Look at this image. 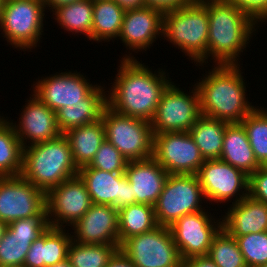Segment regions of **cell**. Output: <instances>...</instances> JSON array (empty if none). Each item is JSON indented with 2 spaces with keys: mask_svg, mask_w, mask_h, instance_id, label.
Wrapping results in <instances>:
<instances>
[{
  "mask_svg": "<svg viewBox=\"0 0 267 267\" xmlns=\"http://www.w3.org/2000/svg\"><path fill=\"white\" fill-rule=\"evenodd\" d=\"M129 54L123 55L110 91L108 107L120 115L151 122L164 90L172 82L166 70H153ZM168 76V77H166Z\"/></svg>",
  "mask_w": 267,
  "mask_h": 267,
  "instance_id": "cell-1",
  "label": "cell"
},
{
  "mask_svg": "<svg viewBox=\"0 0 267 267\" xmlns=\"http://www.w3.org/2000/svg\"><path fill=\"white\" fill-rule=\"evenodd\" d=\"M201 1L208 10L209 34L207 53L197 66L206 65L209 57L215 65L240 64V55L246 50L249 40L253 37L252 35H255L259 26L249 16L225 0Z\"/></svg>",
  "mask_w": 267,
  "mask_h": 267,
  "instance_id": "cell-2",
  "label": "cell"
},
{
  "mask_svg": "<svg viewBox=\"0 0 267 267\" xmlns=\"http://www.w3.org/2000/svg\"><path fill=\"white\" fill-rule=\"evenodd\" d=\"M240 65H213L200 82L196 81L201 115L229 124L241 123L256 108L246 98Z\"/></svg>",
  "mask_w": 267,
  "mask_h": 267,
  "instance_id": "cell-3",
  "label": "cell"
},
{
  "mask_svg": "<svg viewBox=\"0 0 267 267\" xmlns=\"http://www.w3.org/2000/svg\"><path fill=\"white\" fill-rule=\"evenodd\" d=\"M67 137L40 142L23 148L21 176L47 194L52 188L78 175Z\"/></svg>",
  "mask_w": 267,
  "mask_h": 267,
  "instance_id": "cell-4",
  "label": "cell"
},
{
  "mask_svg": "<svg viewBox=\"0 0 267 267\" xmlns=\"http://www.w3.org/2000/svg\"><path fill=\"white\" fill-rule=\"evenodd\" d=\"M208 34V10L201 0L164 12L161 39L167 38L196 64L207 53Z\"/></svg>",
  "mask_w": 267,
  "mask_h": 267,
  "instance_id": "cell-5",
  "label": "cell"
},
{
  "mask_svg": "<svg viewBox=\"0 0 267 267\" xmlns=\"http://www.w3.org/2000/svg\"><path fill=\"white\" fill-rule=\"evenodd\" d=\"M45 9L43 0H4L0 31L7 43L21 51L37 47L44 32Z\"/></svg>",
  "mask_w": 267,
  "mask_h": 267,
  "instance_id": "cell-6",
  "label": "cell"
},
{
  "mask_svg": "<svg viewBox=\"0 0 267 267\" xmlns=\"http://www.w3.org/2000/svg\"><path fill=\"white\" fill-rule=\"evenodd\" d=\"M105 138L127 161L146 160L153 155L151 123L134 117L120 115L108 106L102 114Z\"/></svg>",
  "mask_w": 267,
  "mask_h": 267,
  "instance_id": "cell-7",
  "label": "cell"
},
{
  "mask_svg": "<svg viewBox=\"0 0 267 267\" xmlns=\"http://www.w3.org/2000/svg\"><path fill=\"white\" fill-rule=\"evenodd\" d=\"M202 201L206 200L197 175L169 174L154 205L157 224L169 227L186 214L205 210Z\"/></svg>",
  "mask_w": 267,
  "mask_h": 267,
  "instance_id": "cell-8",
  "label": "cell"
},
{
  "mask_svg": "<svg viewBox=\"0 0 267 267\" xmlns=\"http://www.w3.org/2000/svg\"><path fill=\"white\" fill-rule=\"evenodd\" d=\"M200 116V98L196 85L194 84L191 92L187 94L172 81L162 93L150 122L153 135L189 132Z\"/></svg>",
  "mask_w": 267,
  "mask_h": 267,
  "instance_id": "cell-9",
  "label": "cell"
},
{
  "mask_svg": "<svg viewBox=\"0 0 267 267\" xmlns=\"http://www.w3.org/2000/svg\"><path fill=\"white\" fill-rule=\"evenodd\" d=\"M119 249L136 267H182L183 260L169 227L158 225L127 238Z\"/></svg>",
  "mask_w": 267,
  "mask_h": 267,
  "instance_id": "cell-10",
  "label": "cell"
},
{
  "mask_svg": "<svg viewBox=\"0 0 267 267\" xmlns=\"http://www.w3.org/2000/svg\"><path fill=\"white\" fill-rule=\"evenodd\" d=\"M197 176L206 203L236 204L249 195V176L221 159L205 160Z\"/></svg>",
  "mask_w": 267,
  "mask_h": 267,
  "instance_id": "cell-11",
  "label": "cell"
},
{
  "mask_svg": "<svg viewBox=\"0 0 267 267\" xmlns=\"http://www.w3.org/2000/svg\"><path fill=\"white\" fill-rule=\"evenodd\" d=\"M152 157L168 174L197 175L205 161L189 132L153 135Z\"/></svg>",
  "mask_w": 267,
  "mask_h": 267,
  "instance_id": "cell-12",
  "label": "cell"
},
{
  "mask_svg": "<svg viewBox=\"0 0 267 267\" xmlns=\"http://www.w3.org/2000/svg\"><path fill=\"white\" fill-rule=\"evenodd\" d=\"M206 210L186 214L169 226L183 261L191 257L207 256L213 238L222 229V217L216 220Z\"/></svg>",
  "mask_w": 267,
  "mask_h": 267,
  "instance_id": "cell-13",
  "label": "cell"
},
{
  "mask_svg": "<svg viewBox=\"0 0 267 267\" xmlns=\"http://www.w3.org/2000/svg\"><path fill=\"white\" fill-rule=\"evenodd\" d=\"M33 216H47L46 194L21 175L0 177V220L9 224Z\"/></svg>",
  "mask_w": 267,
  "mask_h": 267,
  "instance_id": "cell-14",
  "label": "cell"
},
{
  "mask_svg": "<svg viewBox=\"0 0 267 267\" xmlns=\"http://www.w3.org/2000/svg\"><path fill=\"white\" fill-rule=\"evenodd\" d=\"M91 205L90 195L80 176L67 179L46 194L49 226L71 227L90 209Z\"/></svg>",
  "mask_w": 267,
  "mask_h": 267,
  "instance_id": "cell-15",
  "label": "cell"
},
{
  "mask_svg": "<svg viewBox=\"0 0 267 267\" xmlns=\"http://www.w3.org/2000/svg\"><path fill=\"white\" fill-rule=\"evenodd\" d=\"M39 79L33 83V93L55 112L68 104L81 103L98 86L70 70Z\"/></svg>",
  "mask_w": 267,
  "mask_h": 267,
  "instance_id": "cell-16",
  "label": "cell"
},
{
  "mask_svg": "<svg viewBox=\"0 0 267 267\" xmlns=\"http://www.w3.org/2000/svg\"><path fill=\"white\" fill-rule=\"evenodd\" d=\"M78 175L84 181L92 204L110 205L117 211L133 204L132 185L125 173H114L91 168H79Z\"/></svg>",
  "mask_w": 267,
  "mask_h": 267,
  "instance_id": "cell-17",
  "label": "cell"
},
{
  "mask_svg": "<svg viewBox=\"0 0 267 267\" xmlns=\"http://www.w3.org/2000/svg\"><path fill=\"white\" fill-rule=\"evenodd\" d=\"M163 25L164 11L158 8L142 6L128 9L125 11L117 39H120L129 51H146L149 46H153L154 41L163 36Z\"/></svg>",
  "mask_w": 267,
  "mask_h": 267,
  "instance_id": "cell-18",
  "label": "cell"
},
{
  "mask_svg": "<svg viewBox=\"0 0 267 267\" xmlns=\"http://www.w3.org/2000/svg\"><path fill=\"white\" fill-rule=\"evenodd\" d=\"M31 94L22 108L18 123L9 120L23 148L56 139L62 134L57 125L56 112Z\"/></svg>",
  "mask_w": 267,
  "mask_h": 267,
  "instance_id": "cell-19",
  "label": "cell"
},
{
  "mask_svg": "<svg viewBox=\"0 0 267 267\" xmlns=\"http://www.w3.org/2000/svg\"><path fill=\"white\" fill-rule=\"evenodd\" d=\"M48 227L47 216H33L9 223L0 242V267H23L31 244Z\"/></svg>",
  "mask_w": 267,
  "mask_h": 267,
  "instance_id": "cell-20",
  "label": "cell"
},
{
  "mask_svg": "<svg viewBox=\"0 0 267 267\" xmlns=\"http://www.w3.org/2000/svg\"><path fill=\"white\" fill-rule=\"evenodd\" d=\"M71 228L77 243L119 244L118 211L110 205L92 204Z\"/></svg>",
  "mask_w": 267,
  "mask_h": 267,
  "instance_id": "cell-21",
  "label": "cell"
},
{
  "mask_svg": "<svg viewBox=\"0 0 267 267\" xmlns=\"http://www.w3.org/2000/svg\"><path fill=\"white\" fill-rule=\"evenodd\" d=\"M124 173L132 185L133 204L150 206L157 202L169 175L153 157L128 161Z\"/></svg>",
  "mask_w": 267,
  "mask_h": 267,
  "instance_id": "cell-22",
  "label": "cell"
},
{
  "mask_svg": "<svg viewBox=\"0 0 267 267\" xmlns=\"http://www.w3.org/2000/svg\"><path fill=\"white\" fill-rule=\"evenodd\" d=\"M222 216V228L230 236H244L267 231V204L250 195L230 204Z\"/></svg>",
  "mask_w": 267,
  "mask_h": 267,
  "instance_id": "cell-23",
  "label": "cell"
},
{
  "mask_svg": "<svg viewBox=\"0 0 267 267\" xmlns=\"http://www.w3.org/2000/svg\"><path fill=\"white\" fill-rule=\"evenodd\" d=\"M65 229L49 226L31 244L23 267H49L67 259L72 235Z\"/></svg>",
  "mask_w": 267,
  "mask_h": 267,
  "instance_id": "cell-24",
  "label": "cell"
},
{
  "mask_svg": "<svg viewBox=\"0 0 267 267\" xmlns=\"http://www.w3.org/2000/svg\"><path fill=\"white\" fill-rule=\"evenodd\" d=\"M105 90V87L99 84L81 103L68 104L60 108L56 112V119L61 133L100 120L108 106Z\"/></svg>",
  "mask_w": 267,
  "mask_h": 267,
  "instance_id": "cell-25",
  "label": "cell"
},
{
  "mask_svg": "<svg viewBox=\"0 0 267 267\" xmlns=\"http://www.w3.org/2000/svg\"><path fill=\"white\" fill-rule=\"evenodd\" d=\"M248 176L261 165L255 159L245 128L241 123L228 124L220 158Z\"/></svg>",
  "mask_w": 267,
  "mask_h": 267,
  "instance_id": "cell-26",
  "label": "cell"
},
{
  "mask_svg": "<svg viewBox=\"0 0 267 267\" xmlns=\"http://www.w3.org/2000/svg\"><path fill=\"white\" fill-rule=\"evenodd\" d=\"M64 135L69 141L72 158L78 169L90 164L106 139L102 119L69 129Z\"/></svg>",
  "mask_w": 267,
  "mask_h": 267,
  "instance_id": "cell-27",
  "label": "cell"
},
{
  "mask_svg": "<svg viewBox=\"0 0 267 267\" xmlns=\"http://www.w3.org/2000/svg\"><path fill=\"white\" fill-rule=\"evenodd\" d=\"M125 11L115 0L93 1L91 41L110 42L118 38Z\"/></svg>",
  "mask_w": 267,
  "mask_h": 267,
  "instance_id": "cell-28",
  "label": "cell"
},
{
  "mask_svg": "<svg viewBox=\"0 0 267 267\" xmlns=\"http://www.w3.org/2000/svg\"><path fill=\"white\" fill-rule=\"evenodd\" d=\"M229 123L201 115L189 130L204 160L219 159Z\"/></svg>",
  "mask_w": 267,
  "mask_h": 267,
  "instance_id": "cell-29",
  "label": "cell"
},
{
  "mask_svg": "<svg viewBox=\"0 0 267 267\" xmlns=\"http://www.w3.org/2000/svg\"><path fill=\"white\" fill-rule=\"evenodd\" d=\"M23 169V146L11 122L0 116V177L20 176Z\"/></svg>",
  "mask_w": 267,
  "mask_h": 267,
  "instance_id": "cell-30",
  "label": "cell"
},
{
  "mask_svg": "<svg viewBox=\"0 0 267 267\" xmlns=\"http://www.w3.org/2000/svg\"><path fill=\"white\" fill-rule=\"evenodd\" d=\"M157 226L154 206L139 203L125 206L118 211L119 244Z\"/></svg>",
  "mask_w": 267,
  "mask_h": 267,
  "instance_id": "cell-31",
  "label": "cell"
},
{
  "mask_svg": "<svg viewBox=\"0 0 267 267\" xmlns=\"http://www.w3.org/2000/svg\"><path fill=\"white\" fill-rule=\"evenodd\" d=\"M59 26L72 34H84L91 41L93 1L82 0L53 11Z\"/></svg>",
  "mask_w": 267,
  "mask_h": 267,
  "instance_id": "cell-32",
  "label": "cell"
},
{
  "mask_svg": "<svg viewBox=\"0 0 267 267\" xmlns=\"http://www.w3.org/2000/svg\"><path fill=\"white\" fill-rule=\"evenodd\" d=\"M120 244H80L72 240L67 259L73 267H105Z\"/></svg>",
  "mask_w": 267,
  "mask_h": 267,
  "instance_id": "cell-33",
  "label": "cell"
},
{
  "mask_svg": "<svg viewBox=\"0 0 267 267\" xmlns=\"http://www.w3.org/2000/svg\"><path fill=\"white\" fill-rule=\"evenodd\" d=\"M264 109L257 106L241 121L255 159L261 166H267V108Z\"/></svg>",
  "mask_w": 267,
  "mask_h": 267,
  "instance_id": "cell-34",
  "label": "cell"
},
{
  "mask_svg": "<svg viewBox=\"0 0 267 267\" xmlns=\"http://www.w3.org/2000/svg\"><path fill=\"white\" fill-rule=\"evenodd\" d=\"M207 256L217 267H247L235 238L223 228L213 238Z\"/></svg>",
  "mask_w": 267,
  "mask_h": 267,
  "instance_id": "cell-35",
  "label": "cell"
},
{
  "mask_svg": "<svg viewBox=\"0 0 267 267\" xmlns=\"http://www.w3.org/2000/svg\"><path fill=\"white\" fill-rule=\"evenodd\" d=\"M235 238L247 267L267 264V231Z\"/></svg>",
  "mask_w": 267,
  "mask_h": 267,
  "instance_id": "cell-36",
  "label": "cell"
},
{
  "mask_svg": "<svg viewBox=\"0 0 267 267\" xmlns=\"http://www.w3.org/2000/svg\"><path fill=\"white\" fill-rule=\"evenodd\" d=\"M127 163L125 157L105 139L89 166L102 171L124 173Z\"/></svg>",
  "mask_w": 267,
  "mask_h": 267,
  "instance_id": "cell-37",
  "label": "cell"
},
{
  "mask_svg": "<svg viewBox=\"0 0 267 267\" xmlns=\"http://www.w3.org/2000/svg\"><path fill=\"white\" fill-rule=\"evenodd\" d=\"M249 16L257 25L267 21V0H225ZM259 23V24H258Z\"/></svg>",
  "mask_w": 267,
  "mask_h": 267,
  "instance_id": "cell-38",
  "label": "cell"
},
{
  "mask_svg": "<svg viewBox=\"0 0 267 267\" xmlns=\"http://www.w3.org/2000/svg\"><path fill=\"white\" fill-rule=\"evenodd\" d=\"M249 195L267 204V166H260L249 176Z\"/></svg>",
  "mask_w": 267,
  "mask_h": 267,
  "instance_id": "cell-39",
  "label": "cell"
},
{
  "mask_svg": "<svg viewBox=\"0 0 267 267\" xmlns=\"http://www.w3.org/2000/svg\"><path fill=\"white\" fill-rule=\"evenodd\" d=\"M196 0H144V6L155 7L162 11L178 9Z\"/></svg>",
  "mask_w": 267,
  "mask_h": 267,
  "instance_id": "cell-40",
  "label": "cell"
},
{
  "mask_svg": "<svg viewBox=\"0 0 267 267\" xmlns=\"http://www.w3.org/2000/svg\"><path fill=\"white\" fill-rule=\"evenodd\" d=\"M182 267H217L208 256L191 257L183 261Z\"/></svg>",
  "mask_w": 267,
  "mask_h": 267,
  "instance_id": "cell-41",
  "label": "cell"
},
{
  "mask_svg": "<svg viewBox=\"0 0 267 267\" xmlns=\"http://www.w3.org/2000/svg\"><path fill=\"white\" fill-rule=\"evenodd\" d=\"M105 267H136L132 261L119 249Z\"/></svg>",
  "mask_w": 267,
  "mask_h": 267,
  "instance_id": "cell-42",
  "label": "cell"
},
{
  "mask_svg": "<svg viewBox=\"0 0 267 267\" xmlns=\"http://www.w3.org/2000/svg\"><path fill=\"white\" fill-rule=\"evenodd\" d=\"M79 1H82V0H43L46 9H49V11L52 10L51 11L52 13L55 9L59 7L69 5L75 2H79Z\"/></svg>",
  "mask_w": 267,
  "mask_h": 267,
  "instance_id": "cell-43",
  "label": "cell"
},
{
  "mask_svg": "<svg viewBox=\"0 0 267 267\" xmlns=\"http://www.w3.org/2000/svg\"><path fill=\"white\" fill-rule=\"evenodd\" d=\"M123 9H134L144 6V0H115Z\"/></svg>",
  "mask_w": 267,
  "mask_h": 267,
  "instance_id": "cell-44",
  "label": "cell"
},
{
  "mask_svg": "<svg viewBox=\"0 0 267 267\" xmlns=\"http://www.w3.org/2000/svg\"><path fill=\"white\" fill-rule=\"evenodd\" d=\"M49 267H73L68 259L57 262L56 264Z\"/></svg>",
  "mask_w": 267,
  "mask_h": 267,
  "instance_id": "cell-45",
  "label": "cell"
},
{
  "mask_svg": "<svg viewBox=\"0 0 267 267\" xmlns=\"http://www.w3.org/2000/svg\"><path fill=\"white\" fill-rule=\"evenodd\" d=\"M8 224L5 223L4 221L0 220V242L7 230Z\"/></svg>",
  "mask_w": 267,
  "mask_h": 267,
  "instance_id": "cell-46",
  "label": "cell"
},
{
  "mask_svg": "<svg viewBox=\"0 0 267 267\" xmlns=\"http://www.w3.org/2000/svg\"><path fill=\"white\" fill-rule=\"evenodd\" d=\"M3 2H4V0H0V13H1V10H2V7H3Z\"/></svg>",
  "mask_w": 267,
  "mask_h": 267,
  "instance_id": "cell-47",
  "label": "cell"
},
{
  "mask_svg": "<svg viewBox=\"0 0 267 267\" xmlns=\"http://www.w3.org/2000/svg\"><path fill=\"white\" fill-rule=\"evenodd\" d=\"M255 267H267V264L258 265V266H255Z\"/></svg>",
  "mask_w": 267,
  "mask_h": 267,
  "instance_id": "cell-48",
  "label": "cell"
}]
</instances>
